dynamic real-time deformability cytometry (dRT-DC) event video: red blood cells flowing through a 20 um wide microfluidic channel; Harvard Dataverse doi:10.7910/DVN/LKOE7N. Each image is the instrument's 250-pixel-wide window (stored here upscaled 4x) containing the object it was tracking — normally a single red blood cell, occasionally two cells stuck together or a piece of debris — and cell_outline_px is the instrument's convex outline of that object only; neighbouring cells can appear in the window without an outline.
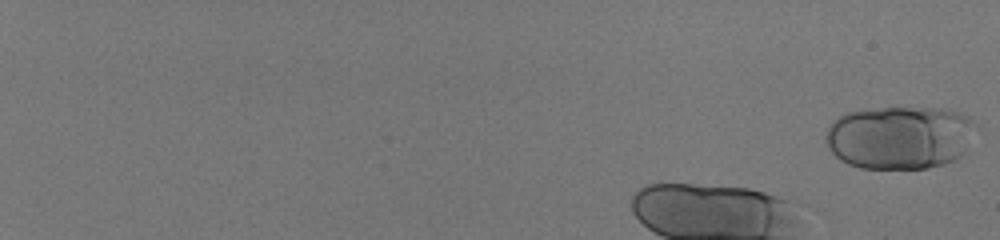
{"species": "human", "species_latin": "Homo sapiens", "temperature_condition": "room temperature", "stored_images_in_passage": 28, "camera_frame_rate_fps": 3000, "um_per_image_px": 0.085, "donor": {"sex": "male"}, "frame": {"image": 1, "passage_image": 1, "time_ms": 0.0, "image_size_px": [1000, 240], "cell_outline_px": [[980, 128], [964, 152], [956, 160], [944, 164], [928, 168], [860, 168], [848, 164], [840, 160], [828, 148], [824, 140], [824, 136], [828, 128], [844, 112], [884, 108], [940, 108], [960, 112], [968, 116]], "centroid_in_image_um": [76.53, 11.68], "position_along_channel_um": 8.5, "area_um2": 56.01}}
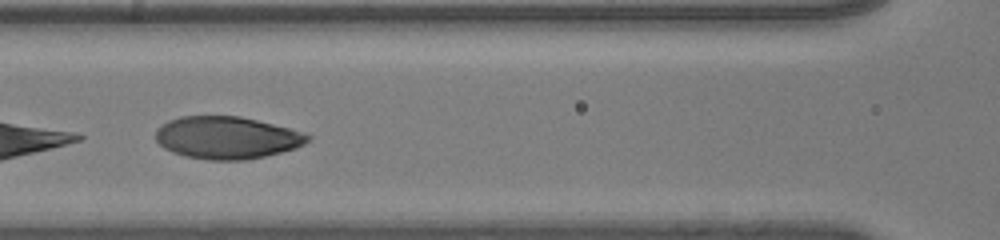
{"frame": {"image": 2, "passage_image": 26, "time_ms": 8.333, "image_size_px": [1000, 240], "cell_outline_px": [[312, 136], [304, 144], [280, 152], [264, 156], [244, 160], [208, 160], [188, 156], [172, 152], [164, 148], [156, 140], [156, 128], [168, 120], [180, 116], [240, 116], [288, 128]], "centroid_in_image_um": [19.23, 11.69], "position_along_channel_um": 147.4, "area_um2": 37.17}}